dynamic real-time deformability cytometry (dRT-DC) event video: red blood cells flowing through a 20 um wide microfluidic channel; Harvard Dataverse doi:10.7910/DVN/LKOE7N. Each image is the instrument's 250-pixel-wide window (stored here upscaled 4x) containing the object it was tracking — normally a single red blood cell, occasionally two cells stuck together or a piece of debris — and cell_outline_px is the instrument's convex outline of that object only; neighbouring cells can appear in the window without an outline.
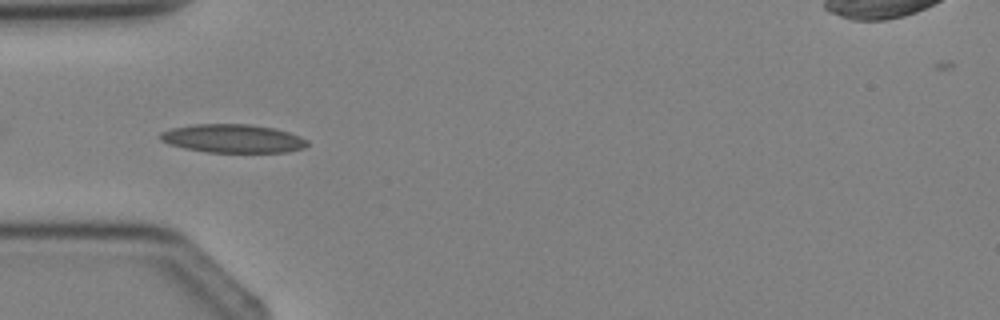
{"species": "Egyptian fruit bat (a non-hibernating species)", "species_latin": "Rousettus aegyptiacus", "temperature_condition": "cold", "stored_images_in_passage": 3, "camera_frame_rate_fps": 3000, "um_per_image_px": 0.085, "animal": {"sex": "female"}, "frame": {"image": 1, "passage_image": 3, "time_ms": 2.333, "image_size_px": [1000, 320], "cell_outline_px": [[308, 144], [304, 148], [288, 152], [208, 152], [184, 148], [168, 144], [160, 140], [160, 132], [172, 128], [192, 124], [248, 124], [276, 128], [300, 136], [308, 140]], "centroid_in_image_um": [19.79, 11.77], "position_along_channel_um": 65.2, "area_um2": 24.51}}